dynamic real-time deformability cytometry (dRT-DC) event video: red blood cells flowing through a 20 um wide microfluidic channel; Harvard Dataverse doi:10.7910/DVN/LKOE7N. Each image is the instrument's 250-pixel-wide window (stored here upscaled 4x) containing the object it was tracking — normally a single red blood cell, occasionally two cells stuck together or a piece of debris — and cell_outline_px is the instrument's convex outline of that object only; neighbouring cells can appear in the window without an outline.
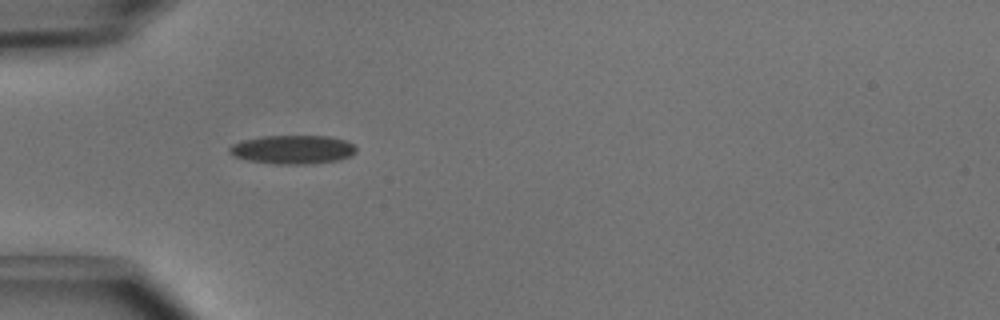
{"species": "common noctule bat (a hibernating species)", "species_latin": "Nyctalus noctula", "temperature_condition": "cold", "stored_images_in_passage": 3, "camera_frame_rate_fps": 3000, "um_per_image_px": 0.085, "animal": {"sex": "male", "body_mass_g": 15.6}, "frame": {"image": 1, "passage_image": 1, "time_ms": 0.0, "image_size_px": [1000, 320], "cell_outline_px": [[356, 152], [352, 156], [340, 160], [304, 164], [276, 164], [248, 160], [236, 156], [228, 152], [228, 148], [232, 144], [240, 140], [264, 136], [328, 136], [344, 140], [352, 144], [356, 148]], "centroid_in_image_um": [24.88, 12.71], "position_along_channel_um": 60.1, "area_um2": 21.21}}
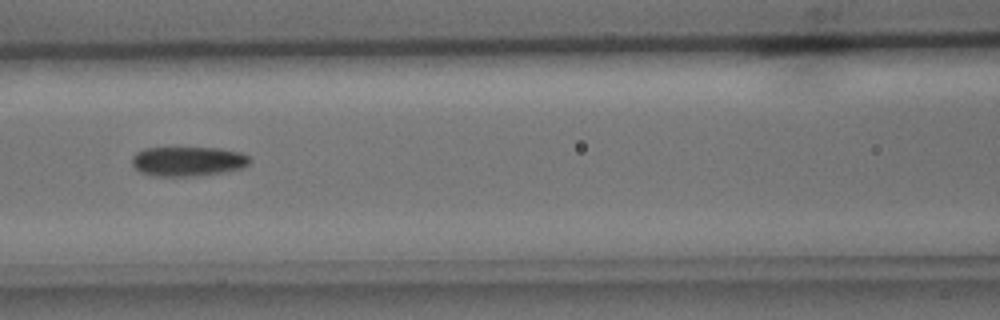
{"frame": {"image": 2, "passage_image": 3, "time_ms": 0.667, "image_size_px": [1000, 320], "cell_outline_px": [[252, 160], [248, 164], [240, 168], [224, 172], [196, 176], [152, 176], [140, 172], [132, 164], [132, 156], [136, 152], [144, 148], [220, 148], [240, 152], [248, 156]], "centroid_in_image_um": [15.95, 13.71], "position_along_channel_um": 150.6, "area_um2": 20.35}}